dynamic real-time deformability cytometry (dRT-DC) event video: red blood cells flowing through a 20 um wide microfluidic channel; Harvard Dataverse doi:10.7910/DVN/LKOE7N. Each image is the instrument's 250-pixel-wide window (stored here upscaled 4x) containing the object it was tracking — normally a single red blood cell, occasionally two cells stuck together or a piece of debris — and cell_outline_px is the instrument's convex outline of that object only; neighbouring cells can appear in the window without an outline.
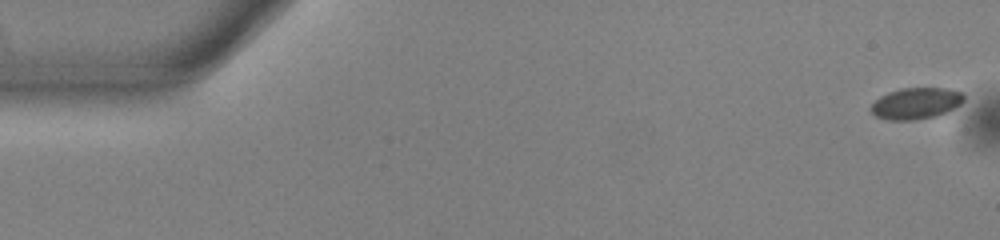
{"species": "common noctule bat (a hibernating species)", "species_latin": "Nyctalus noctula", "temperature_condition": "warm", "stored_images_in_passage": 46, "camera_frame_rate_fps": 3000, "um_per_image_px": 0.085, "animal": {"sex": "male", "body_mass_g": 13.0, "forearm_length_mm": 53.1}, "frame": {"image": 1, "passage_image": 1, "time_ms": 0.0, "image_size_px": [1000, 240], "cell_outline_px": [[964, 100], [960, 104], [936, 116], [912, 120], [888, 120], [876, 116], [872, 112], [872, 104], [880, 96], [888, 92], [900, 88], [948, 88], [964, 92]], "centroid_in_image_um": [77.87, 8.77], "position_along_channel_um": 7.1, "area_um2": 16.88}}
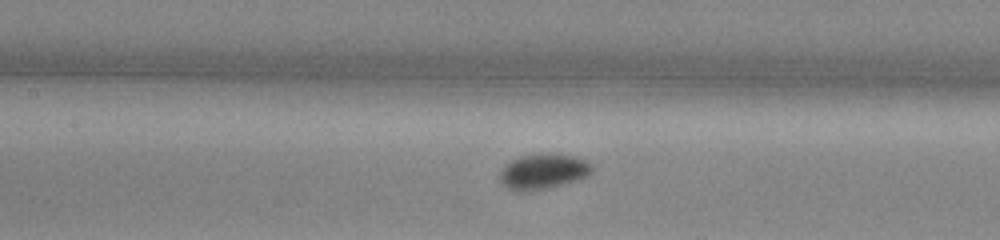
{"frame": {"image": 2, "passage_image": 24, "time_ms": 7.667, "image_size_px": [1000, 240], "cell_outline_px": [[592, 172], [588, 176], [580, 180], [548, 188], [528, 192], [516, 192], [508, 188], [500, 180], [500, 172], [504, 164], [520, 156], [552, 152], [572, 156], [584, 160], [592, 164]], "centroid_in_image_um": [46.17, 14.58], "position_along_channel_um": 161.2, "area_um2": 19.31}}
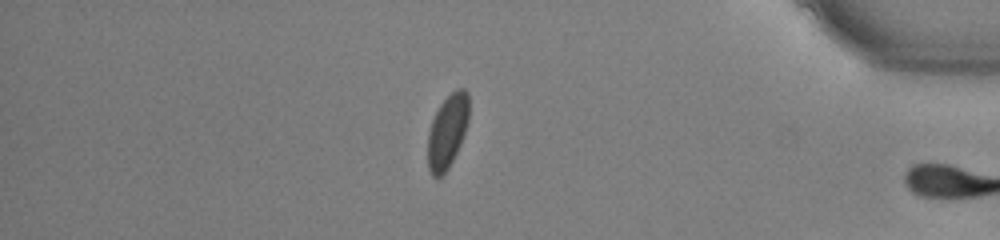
{"frame": {"image": 3, "passage_image": 45, "time_ms": 14.667, "image_size_px": [1000, 240], "cell_outline_px": [[468, 120], [464, 136], [448, 168], [440, 176], [432, 176], [428, 172], [428, 132], [432, 120], [440, 104], [456, 88], [464, 88], [468, 92]], "centroid_in_image_um": [38.02, 11.15], "position_along_channel_um": 397.2, "area_um2": 17.51}}